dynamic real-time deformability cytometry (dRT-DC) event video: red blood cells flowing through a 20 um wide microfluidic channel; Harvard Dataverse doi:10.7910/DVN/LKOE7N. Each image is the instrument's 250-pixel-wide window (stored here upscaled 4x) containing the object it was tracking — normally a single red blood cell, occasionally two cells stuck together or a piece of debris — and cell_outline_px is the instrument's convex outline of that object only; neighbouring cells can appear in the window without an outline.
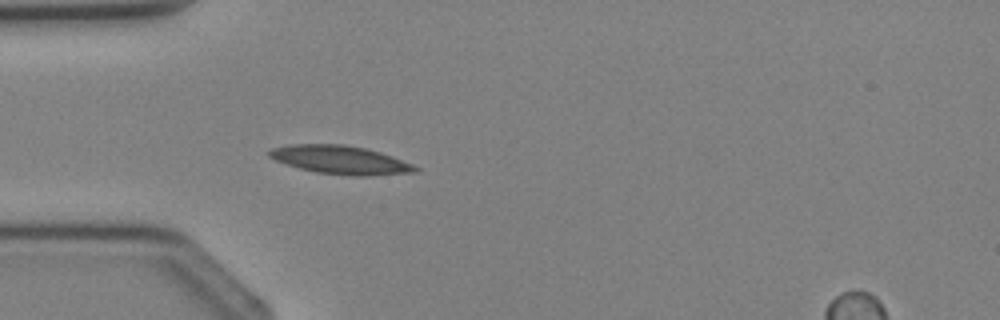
{"species": "Egyptian fruit bat (a non-hibernating species)", "species_latin": "Rousettus aegyptiacus", "temperature_condition": "cold", "stored_images_in_passage": 2, "camera_frame_rate_fps": 3000, "um_per_image_px": 0.085, "animal": {"sex": "female"}, "frame": {"image": 1, "passage_image": 2, "time_ms": 2.0, "image_size_px": [1000, 320], "cell_outline_px": [[420, 172], [368, 176], [352, 176], [316, 172], [300, 168], [276, 160], [268, 156], [268, 152], [272, 148], [288, 144], [344, 144], [364, 148], [380, 152], [392, 156], [412, 164], [420, 168]], "centroid_in_image_um": [28.97, 13.59], "position_along_channel_um": 56.0, "area_um2": 24.22}}